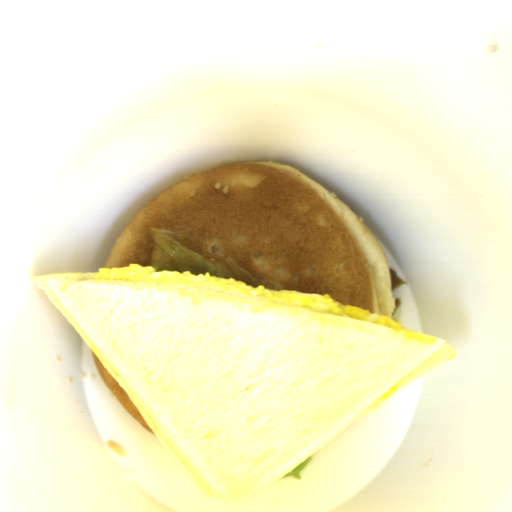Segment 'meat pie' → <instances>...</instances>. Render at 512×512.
<instances>
[{"mask_svg": "<svg viewBox=\"0 0 512 512\" xmlns=\"http://www.w3.org/2000/svg\"><path fill=\"white\" fill-rule=\"evenodd\" d=\"M388 273H389L391 292L394 291L395 289H397L400 285L406 284L405 280L397 277L396 272L393 271L391 268H388Z\"/></svg>", "mask_w": 512, "mask_h": 512, "instance_id": "b5893723", "label": "meat pie"}]
</instances>
